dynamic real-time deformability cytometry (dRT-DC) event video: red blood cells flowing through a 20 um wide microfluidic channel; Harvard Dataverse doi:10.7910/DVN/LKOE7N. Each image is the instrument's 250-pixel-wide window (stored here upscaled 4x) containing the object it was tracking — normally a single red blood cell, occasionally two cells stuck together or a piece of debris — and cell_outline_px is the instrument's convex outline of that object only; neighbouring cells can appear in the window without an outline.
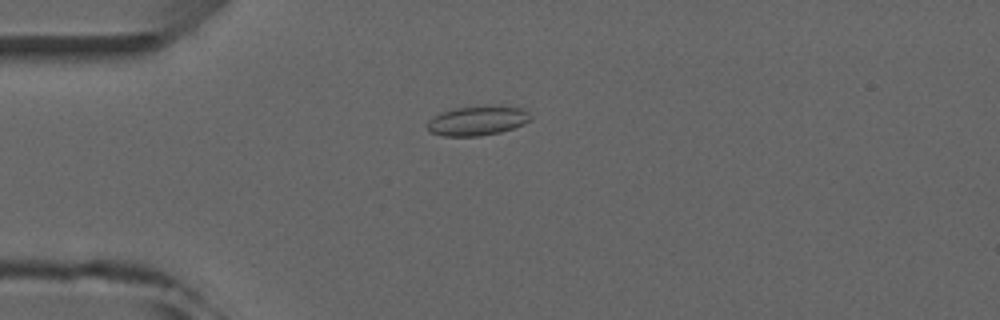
{"species": "common noctule bat (a hibernating species)", "species_latin": "Nyctalus noctula", "temperature_condition": "room temperature", "stored_images_in_passage": 8, "camera_frame_rate_fps": 3000, "um_per_image_px": 0.085, "animal": {"sex": "male", "forearm_length_mm": 52.5}, "frame": {"image": 1, "passage_image": 3, "time_ms": 3.333, "image_size_px": [1000, 320], "cell_outline_px": [[532, 116], [524, 124], [500, 132], [480, 136], [444, 136], [428, 132], [428, 120], [432, 116], [440, 112], [456, 108], [524, 108]], "centroid_in_image_um": [40.51, 10.3], "position_along_channel_um": 44.5, "area_um2": 17.11}}
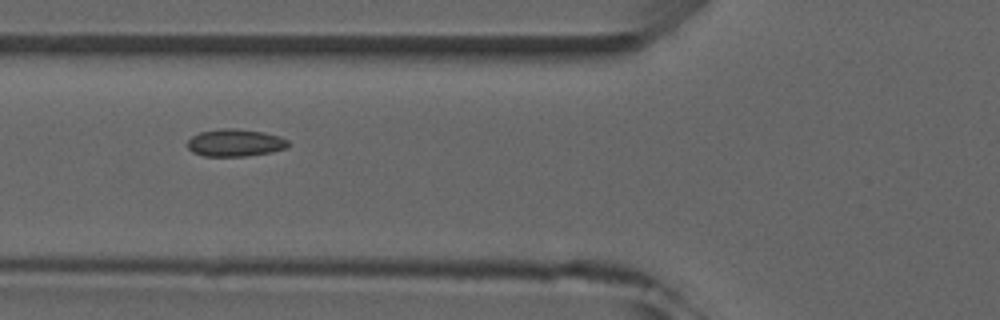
{"frame": {"image": 2, "passage_image": 5, "time_ms": 5.333, "image_size_px": [1000, 320], "cell_outline_px": [[288, 148], [272, 152], [244, 156], [204, 156], [192, 152], [188, 148], [188, 140], [192, 136], [200, 132], [224, 128], [232, 128], [264, 132], [280, 136], [288, 140]], "centroid_in_image_um": [20.0, 12.14], "position_along_channel_um": 105.8, "area_um2": 16.07}}
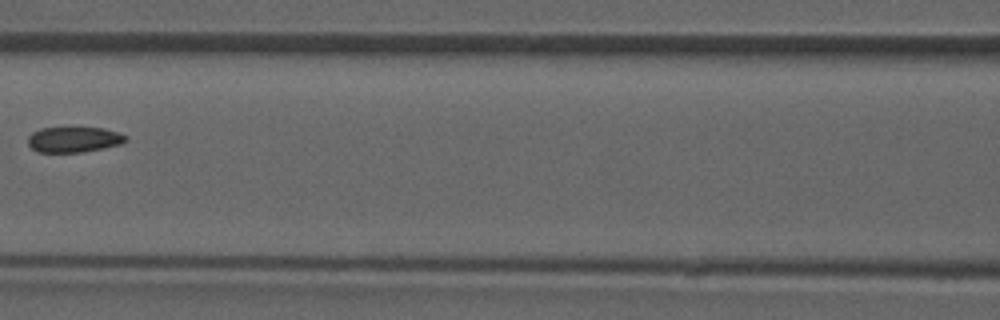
{"frame": {"image": 3, "passage_image": 6, "time_ms": 6.667, "image_size_px": [1000, 320], "cell_outline_px": [[128, 140], [120, 144], [84, 152], [36, 152], [28, 144], [28, 136], [32, 132], [40, 128], [68, 124], [104, 128], [128, 136]], "centroid_in_image_um": [6.25, 11.8], "position_along_channel_um": 160.4, "area_um2": 15.43}}